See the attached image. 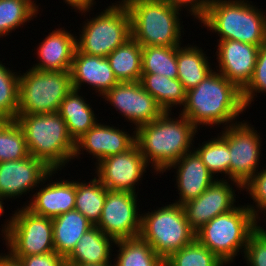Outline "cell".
Returning <instances> with one entry per match:
<instances>
[{
  "label": "cell",
  "mask_w": 266,
  "mask_h": 266,
  "mask_svg": "<svg viewBox=\"0 0 266 266\" xmlns=\"http://www.w3.org/2000/svg\"><path fill=\"white\" fill-rule=\"evenodd\" d=\"M160 205L163 206L141 214L139 237L165 260L173 252L191 244L195 240V231L186 220L182 205L175 202Z\"/></svg>",
  "instance_id": "cell-8"
},
{
  "label": "cell",
  "mask_w": 266,
  "mask_h": 266,
  "mask_svg": "<svg viewBox=\"0 0 266 266\" xmlns=\"http://www.w3.org/2000/svg\"><path fill=\"white\" fill-rule=\"evenodd\" d=\"M164 112L153 122L136 129V144L151 167L150 173L162 176L164 171L194 148L198 128L180 113ZM174 116V117H173ZM153 171V172H152Z\"/></svg>",
  "instance_id": "cell-2"
},
{
  "label": "cell",
  "mask_w": 266,
  "mask_h": 266,
  "mask_svg": "<svg viewBox=\"0 0 266 266\" xmlns=\"http://www.w3.org/2000/svg\"><path fill=\"white\" fill-rule=\"evenodd\" d=\"M4 200H5L4 198H1V197H0V217H1V216H4V212H5V211H4V210H5V207H4L5 204H4V203H6V202H4ZM3 205H4V206H3ZM2 213H3V214H2Z\"/></svg>",
  "instance_id": "cell-45"
},
{
  "label": "cell",
  "mask_w": 266,
  "mask_h": 266,
  "mask_svg": "<svg viewBox=\"0 0 266 266\" xmlns=\"http://www.w3.org/2000/svg\"><path fill=\"white\" fill-rule=\"evenodd\" d=\"M243 120L222 128L217 133L228 145L230 152L229 180L244 186L261 168L262 138L257 128ZM260 165V166H259Z\"/></svg>",
  "instance_id": "cell-11"
},
{
  "label": "cell",
  "mask_w": 266,
  "mask_h": 266,
  "mask_svg": "<svg viewBox=\"0 0 266 266\" xmlns=\"http://www.w3.org/2000/svg\"><path fill=\"white\" fill-rule=\"evenodd\" d=\"M266 166L262 167L244 186L242 191H246L253 200V204L247 203L254 217L261 222H266ZM255 203V204H254ZM264 216H263V215ZM262 215V219L261 216Z\"/></svg>",
  "instance_id": "cell-37"
},
{
  "label": "cell",
  "mask_w": 266,
  "mask_h": 266,
  "mask_svg": "<svg viewBox=\"0 0 266 266\" xmlns=\"http://www.w3.org/2000/svg\"><path fill=\"white\" fill-rule=\"evenodd\" d=\"M260 224L249 236L243 260L248 266H266V227Z\"/></svg>",
  "instance_id": "cell-39"
},
{
  "label": "cell",
  "mask_w": 266,
  "mask_h": 266,
  "mask_svg": "<svg viewBox=\"0 0 266 266\" xmlns=\"http://www.w3.org/2000/svg\"><path fill=\"white\" fill-rule=\"evenodd\" d=\"M179 11L186 10L198 23L205 17L212 0H165Z\"/></svg>",
  "instance_id": "cell-40"
},
{
  "label": "cell",
  "mask_w": 266,
  "mask_h": 266,
  "mask_svg": "<svg viewBox=\"0 0 266 266\" xmlns=\"http://www.w3.org/2000/svg\"><path fill=\"white\" fill-rule=\"evenodd\" d=\"M51 170L42 160L31 155L0 162V197L12 202L30 191L34 193Z\"/></svg>",
  "instance_id": "cell-18"
},
{
  "label": "cell",
  "mask_w": 266,
  "mask_h": 266,
  "mask_svg": "<svg viewBox=\"0 0 266 266\" xmlns=\"http://www.w3.org/2000/svg\"><path fill=\"white\" fill-rule=\"evenodd\" d=\"M94 177V178H93ZM92 179L76 181L75 210L94 226L98 223L106 199L107 188L94 175Z\"/></svg>",
  "instance_id": "cell-30"
},
{
  "label": "cell",
  "mask_w": 266,
  "mask_h": 266,
  "mask_svg": "<svg viewBox=\"0 0 266 266\" xmlns=\"http://www.w3.org/2000/svg\"><path fill=\"white\" fill-rule=\"evenodd\" d=\"M66 266H113V264H66Z\"/></svg>",
  "instance_id": "cell-44"
},
{
  "label": "cell",
  "mask_w": 266,
  "mask_h": 266,
  "mask_svg": "<svg viewBox=\"0 0 266 266\" xmlns=\"http://www.w3.org/2000/svg\"><path fill=\"white\" fill-rule=\"evenodd\" d=\"M15 121L24 132L29 155L42 160L52 170L71 165L76 142L58 112L20 114Z\"/></svg>",
  "instance_id": "cell-3"
},
{
  "label": "cell",
  "mask_w": 266,
  "mask_h": 266,
  "mask_svg": "<svg viewBox=\"0 0 266 266\" xmlns=\"http://www.w3.org/2000/svg\"><path fill=\"white\" fill-rule=\"evenodd\" d=\"M175 171L176 188L178 190L175 203L183 205L199 197L216 178L209 172L199 155L192 150L184 154L177 162L171 164L164 172ZM179 197V198H178Z\"/></svg>",
  "instance_id": "cell-20"
},
{
  "label": "cell",
  "mask_w": 266,
  "mask_h": 266,
  "mask_svg": "<svg viewBox=\"0 0 266 266\" xmlns=\"http://www.w3.org/2000/svg\"><path fill=\"white\" fill-rule=\"evenodd\" d=\"M242 186L228 179H216L199 197L182 205L186 220L196 232L217 215L229 212L236 207V189Z\"/></svg>",
  "instance_id": "cell-15"
},
{
  "label": "cell",
  "mask_w": 266,
  "mask_h": 266,
  "mask_svg": "<svg viewBox=\"0 0 266 266\" xmlns=\"http://www.w3.org/2000/svg\"><path fill=\"white\" fill-rule=\"evenodd\" d=\"M67 4L68 7H72V9H75L74 12H80L85 11L88 8H94V6L97 4L95 0H63V3Z\"/></svg>",
  "instance_id": "cell-42"
},
{
  "label": "cell",
  "mask_w": 266,
  "mask_h": 266,
  "mask_svg": "<svg viewBox=\"0 0 266 266\" xmlns=\"http://www.w3.org/2000/svg\"><path fill=\"white\" fill-rule=\"evenodd\" d=\"M216 44L218 65L214 70L242 90L251 80L260 47L235 40H220Z\"/></svg>",
  "instance_id": "cell-19"
},
{
  "label": "cell",
  "mask_w": 266,
  "mask_h": 266,
  "mask_svg": "<svg viewBox=\"0 0 266 266\" xmlns=\"http://www.w3.org/2000/svg\"><path fill=\"white\" fill-rule=\"evenodd\" d=\"M29 156L25 135L15 120H0V162Z\"/></svg>",
  "instance_id": "cell-35"
},
{
  "label": "cell",
  "mask_w": 266,
  "mask_h": 266,
  "mask_svg": "<svg viewBox=\"0 0 266 266\" xmlns=\"http://www.w3.org/2000/svg\"><path fill=\"white\" fill-rule=\"evenodd\" d=\"M116 241L97 226L90 228L65 258L66 264H112ZM113 248V249H112Z\"/></svg>",
  "instance_id": "cell-23"
},
{
  "label": "cell",
  "mask_w": 266,
  "mask_h": 266,
  "mask_svg": "<svg viewBox=\"0 0 266 266\" xmlns=\"http://www.w3.org/2000/svg\"><path fill=\"white\" fill-rule=\"evenodd\" d=\"M165 266H227L206 246L196 239L189 245L173 252L165 259Z\"/></svg>",
  "instance_id": "cell-36"
},
{
  "label": "cell",
  "mask_w": 266,
  "mask_h": 266,
  "mask_svg": "<svg viewBox=\"0 0 266 266\" xmlns=\"http://www.w3.org/2000/svg\"><path fill=\"white\" fill-rule=\"evenodd\" d=\"M107 59L118 82L140 81L142 46L132 37L112 51Z\"/></svg>",
  "instance_id": "cell-28"
},
{
  "label": "cell",
  "mask_w": 266,
  "mask_h": 266,
  "mask_svg": "<svg viewBox=\"0 0 266 266\" xmlns=\"http://www.w3.org/2000/svg\"><path fill=\"white\" fill-rule=\"evenodd\" d=\"M245 111L241 90L214 70L196 87L186 91L185 104L178 113L200 130L206 126L212 129L235 124Z\"/></svg>",
  "instance_id": "cell-1"
},
{
  "label": "cell",
  "mask_w": 266,
  "mask_h": 266,
  "mask_svg": "<svg viewBox=\"0 0 266 266\" xmlns=\"http://www.w3.org/2000/svg\"><path fill=\"white\" fill-rule=\"evenodd\" d=\"M139 82L143 89L155 98L164 112H172L176 107L184 106L186 90L178 78L172 79L161 74L142 73Z\"/></svg>",
  "instance_id": "cell-27"
},
{
  "label": "cell",
  "mask_w": 266,
  "mask_h": 266,
  "mask_svg": "<svg viewBox=\"0 0 266 266\" xmlns=\"http://www.w3.org/2000/svg\"><path fill=\"white\" fill-rule=\"evenodd\" d=\"M212 137L202 144L199 142V147L194 145L193 150L216 179H221L224 176L222 179L228 178L229 180L230 152L228 145L218 134ZM219 174H222L220 178L217 177Z\"/></svg>",
  "instance_id": "cell-32"
},
{
  "label": "cell",
  "mask_w": 266,
  "mask_h": 266,
  "mask_svg": "<svg viewBox=\"0 0 266 266\" xmlns=\"http://www.w3.org/2000/svg\"><path fill=\"white\" fill-rule=\"evenodd\" d=\"M102 123L98 121L76 141L74 161L80 160V155H84L85 151V154L92 155L96 165L105 157L126 152L136 144V130L130 134L126 129L115 127L114 124L110 126Z\"/></svg>",
  "instance_id": "cell-17"
},
{
  "label": "cell",
  "mask_w": 266,
  "mask_h": 266,
  "mask_svg": "<svg viewBox=\"0 0 266 266\" xmlns=\"http://www.w3.org/2000/svg\"><path fill=\"white\" fill-rule=\"evenodd\" d=\"M95 167V176L108 190L134 194H138L136 186L143 184V176L151 168L137 144L126 152L105 157Z\"/></svg>",
  "instance_id": "cell-13"
},
{
  "label": "cell",
  "mask_w": 266,
  "mask_h": 266,
  "mask_svg": "<svg viewBox=\"0 0 266 266\" xmlns=\"http://www.w3.org/2000/svg\"><path fill=\"white\" fill-rule=\"evenodd\" d=\"M250 0H212L201 27L220 40L261 46L266 43V13Z\"/></svg>",
  "instance_id": "cell-4"
},
{
  "label": "cell",
  "mask_w": 266,
  "mask_h": 266,
  "mask_svg": "<svg viewBox=\"0 0 266 266\" xmlns=\"http://www.w3.org/2000/svg\"><path fill=\"white\" fill-rule=\"evenodd\" d=\"M260 95L266 93V43L261 45L257 55L256 65L249 83L241 90L242 100L246 110Z\"/></svg>",
  "instance_id": "cell-38"
},
{
  "label": "cell",
  "mask_w": 266,
  "mask_h": 266,
  "mask_svg": "<svg viewBox=\"0 0 266 266\" xmlns=\"http://www.w3.org/2000/svg\"><path fill=\"white\" fill-rule=\"evenodd\" d=\"M138 200V194L107 190L102 214L95 226L115 241L138 237L142 214Z\"/></svg>",
  "instance_id": "cell-12"
},
{
  "label": "cell",
  "mask_w": 266,
  "mask_h": 266,
  "mask_svg": "<svg viewBox=\"0 0 266 266\" xmlns=\"http://www.w3.org/2000/svg\"><path fill=\"white\" fill-rule=\"evenodd\" d=\"M6 253H0V266H22L18 259L13 258L7 251Z\"/></svg>",
  "instance_id": "cell-43"
},
{
  "label": "cell",
  "mask_w": 266,
  "mask_h": 266,
  "mask_svg": "<svg viewBox=\"0 0 266 266\" xmlns=\"http://www.w3.org/2000/svg\"><path fill=\"white\" fill-rule=\"evenodd\" d=\"M131 17V37L141 46L182 45L181 11L165 0H122ZM183 33V34H182Z\"/></svg>",
  "instance_id": "cell-5"
},
{
  "label": "cell",
  "mask_w": 266,
  "mask_h": 266,
  "mask_svg": "<svg viewBox=\"0 0 266 266\" xmlns=\"http://www.w3.org/2000/svg\"><path fill=\"white\" fill-rule=\"evenodd\" d=\"M36 3V0H0V38L38 17L41 7Z\"/></svg>",
  "instance_id": "cell-31"
},
{
  "label": "cell",
  "mask_w": 266,
  "mask_h": 266,
  "mask_svg": "<svg viewBox=\"0 0 266 266\" xmlns=\"http://www.w3.org/2000/svg\"><path fill=\"white\" fill-rule=\"evenodd\" d=\"M86 99L81 91L72 89L58 110L75 142L99 121L91 102Z\"/></svg>",
  "instance_id": "cell-24"
},
{
  "label": "cell",
  "mask_w": 266,
  "mask_h": 266,
  "mask_svg": "<svg viewBox=\"0 0 266 266\" xmlns=\"http://www.w3.org/2000/svg\"><path fill=\"white\" fill-rule=\"evenodd\" d=\"M259 225L246 203H237L234 209L217 215L197 230L195 239L229 266L240 253L243 256L249 236Z\"/></svg>",
  "instance_id": "cell-6"
},
{
  "label": "cell",
  "mask_w": 266,
  "mask_h": 266,
  "mask_svg": "<svg viewBox=\"0 0 266 266\" xmlns=\"http://www.w3.org/2000/svg\"><path fill=\"white\" fill-rule=\"evenodd\" d=\"M0 235L11 256L42 255L53 252L52 218L33 214L25 206L12 211Z\"/></svg>",
  "instance_id": "cell-10"
},
{
  "label": "cell",
  "mask_w": 266,
  "mask_h": 266,
  "mask_svg": "<svg viewBox=\"0 0 266 266\" xmlns=\"http://www.w3.org/2000/svg\"><path fill=\"white\" fill-rule=\"evenodd\" d=\"M193 44L177 47V78L186 91L196 87L215 68L212 67L215 66L213 62H209L211 57L207 56L206 51L200 45Z\"/></svg>",
  "instance_id": "cell-25"
},
{
  "label": "cell",
  "mask_w": 266,
  "mask_h": 266,
  "mask_svg": "<svg viewBox=\"0 0 266 266\" xmlns=\"http://www.w3.org/2000/svg\"><path fill=\"white\" fill-rule=\"evenodd\" d=\"M101 98L107 101L106 104L113 106L125 121L131 123V131L153 122L164 113L155 98L143 89L139 81L118 82Z\"/></svg>",
  "instance_id": "cell-14"
},
{
  "label": "cell",
  "mask_w": 266,
  "mask_h": 266,
  "mask_svg": "<svg viewBox=\"0 0 266 266\" xmlns=\"http://www.w3.org/2000/svg\"><path fill=\"white\" fill-rule=\"evenodd\" d=\"M72 30L55 28L38 43L37 62L32 68L41 71H70L76 47V35Z\"/></svg>",
  "instance_id": "cell-22"
},
{
  "label": "cell",
  "mask_w": 266,
  "mask_h": 266,
  "mask_svg": "<svg viewBox=\"0 0 266 266\" xmlns=\"http://www.w3.org/2000/svg\"><path fill=\"white\" fill-rule=\"evenodd\" d=\"M0 60V120H15L19 104L20 71L12 70ZM16 71V72H15Z\"/></svg>",
  "instance_id": "cell-34"
},
{
  "label": "cell",
  "mask_w": 266,
  "mask_h": 266,
  "mask_svg": "<svg viewBox=\"0 0 266 266\" xmlns=\"http://www.w3.org/2000/svg\"><path fill=\"white\" fill-rule=\"evenodd\" d=\"M54 250L66 258L80 238L94 225L73 209L52 218Z\"/></svg>",
  "instance_id": "cell-26"
},
{
  "label": "cell",
  "mask_w": 266,
  "mask_h": 266,
  "mask_svg": "<svg viewBox=\"0 0 266 266\" xmlns=\"http://www.w3.org/2000/svg\"><path fill=\"white\" fill-rule=\"evenodd\" d=\"M70 73L73 89L80 91L89 85L99 97L118 83L107 57L83 54L77 49Z\"/></svg>",
  "instance_id": "cell-21"
},
{
  "label": "cell",
  "mask_w": 266,
  "mask_h": 266,
  "mask_svg": "<svg viewBox=\"0 0 266 266\" xmlns=\"http://www.w3.org/2000/svg\"><path fill=\"white\" fill-rule=\"evenodd\" d=\"M12 257L18 259L22 266H66L65 258L55 251L42 255Z\"/></svg>",
  "instance_id": "cell-41"
},
{
  "label": "cell",
  "mask_w": 266,
  "mask_h": 266,
  "mask_svg": "<svg viewBox=\"0 0 266 266\" xmlns=\"http://www.w3.org/2000/svg\"><path fill=\"white\" fill-rule=\"evenodd\" d=\"M72 89L70 71H41L30 66L20 73L17 115L58 112Z\"/></svg>",
  "instance_id": "cell-9"
},
{
  "label": "cell",
  "mask_w": 266,
  "mask_h": 266,
  "mask_svg": "<svg viewBox=\"0 0 266 266\" xmlns=\"http://www.w3.org/2000/svg\"><path fill=\"white\" fill-rule=\"evenodd\" d=\"M142 73L177 78V47L142 46Z\"/></svg>",
  "instance_id": "cell-33"
},
{
  "label": "cell",
  "mask_w": 266,
  "mask_h": 266,
  "mask_svg": "<svg viewBox=\"0 0 266 266\" xmlns=\"http://www.w3.org/2000/svg\"><path fill=\"white\" fill-rule=\"evenodd\" d=\"M59 171L62 172V170H51L35 189L37 191L29 195L31 196L29 201L23 204L33 214L54 218L75 208L76 180L65 177L64 179L59 177L57 180L56 177V181H53Z\"/></svg>",
  "instance_id": "cell-16"
},
{
  "label": "cell",
  "mask_w": 266,
  "mask_h": 266,
  "mask_svg": "<svg viewBox=\"0 0 266 266\" xmlns=\"http://www.w3.org/2000/svg\"><path fill=\"white\" fill-rule=\"evenodd\" d=\"M93 9L79 12L81 16L84 15L83 18L89 13V19L86 17L80 25L81 29L78 28L76 47L83 54L107 57L131 38L130 13L122 0L111 2L95 15L90 13Z\"/></svg>",
  "instance_id": "cell-7"
},
{
  "label": "cell",
  "mask_w": 266,
  "mask_h": 266,
  "mask_svg": "<svg viewBox=\"0 0 266 266\" xmlns=\"http://www.w3.org/2000/svg\"><path fill=\"white\" fill-rule=\"evenodd\" d=\"M115 247L119 249L113 254V266H165V260L139 236L118 240Z\"/></svg>",
  "instance_id": "cell-29"
}]
</instances>
